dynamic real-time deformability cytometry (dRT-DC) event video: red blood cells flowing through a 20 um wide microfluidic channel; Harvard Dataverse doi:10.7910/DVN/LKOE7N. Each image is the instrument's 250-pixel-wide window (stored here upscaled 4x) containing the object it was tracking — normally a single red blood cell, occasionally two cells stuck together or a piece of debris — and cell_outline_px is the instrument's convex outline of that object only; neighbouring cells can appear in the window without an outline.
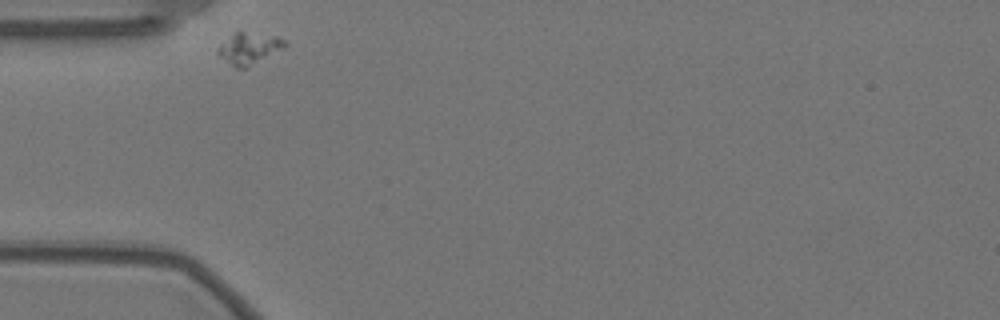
{"species": "Egyptian fruit bat (a non-hibernating species)", "species_latin": "Rousettus aegyptiacus", "temperature_condition": "warm", "stored_images_in_passage": 33, "camera_frame_rate_fps": 3000, "um_per_image_px": 0.085, "animal": {"sex": "female"}, "frame": {"image": 1, "passage_image": 1, "time_ms": 0.0, "image_size_px": [1000, 320], "cell_outline_px": [[288, 44], [284, 48], [244, 68], [236, 68], [220, 56], [216, 52], [216, 48], [220, 44], [236, 32], [244, 32], [276, 36], [284, 40]], "centroid_in_image_um": [21.16, 4.1], "position_along_channel_um": 63.8, "area_um2": 11.91}}
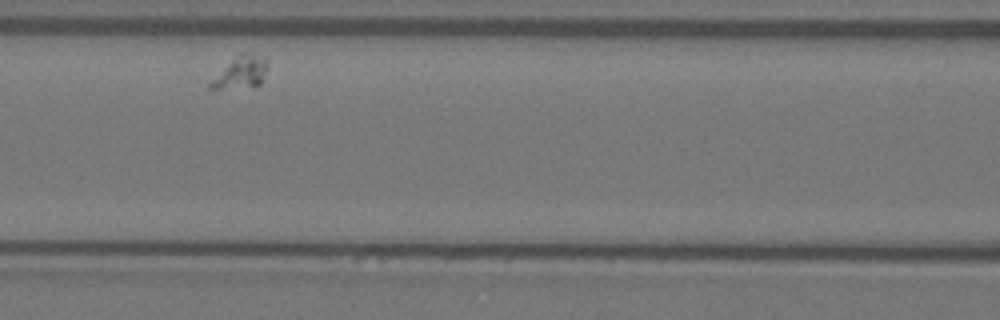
{"frame": {"image": 2, "passage_image": 10, "time_ms": 3.0, "image_size_px": [1000, 320], "cell_outline_px": [[268, 60], [260, 84], [256, 88], [208, 88], [208, 84], [240, 52], [248, 52], [264, 56]], "centroid_in_image_um": [20.52, 6.15], "position_along_channel_um": 146.1, "area_um2": 10.52}}
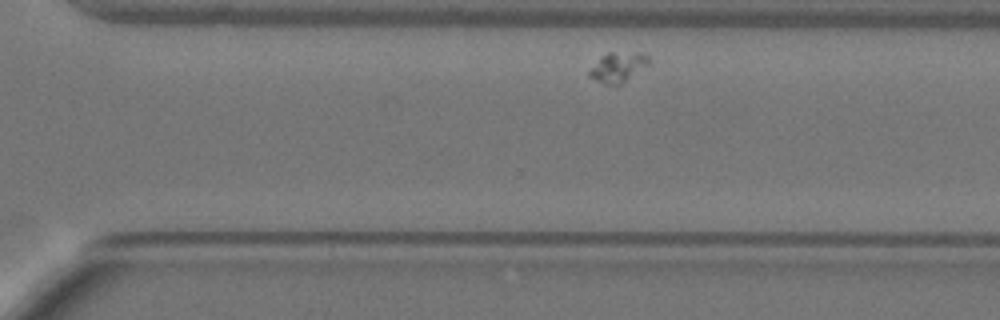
{"frame": {"image": 3, "passage_image": 28, "time_ms": 9.0, "image_size_px": [1000, 320], "cell_outline_px": [[652, 60], [648, 64], [620, 84], [604, 84], [588, 76], [588, 72], [600, 56], [608, 52], [644, 52]], "centroid_in_image_um": [52.53, 5.66], "position_along_channel_um": 318.1, "area_um2": 10.29}}